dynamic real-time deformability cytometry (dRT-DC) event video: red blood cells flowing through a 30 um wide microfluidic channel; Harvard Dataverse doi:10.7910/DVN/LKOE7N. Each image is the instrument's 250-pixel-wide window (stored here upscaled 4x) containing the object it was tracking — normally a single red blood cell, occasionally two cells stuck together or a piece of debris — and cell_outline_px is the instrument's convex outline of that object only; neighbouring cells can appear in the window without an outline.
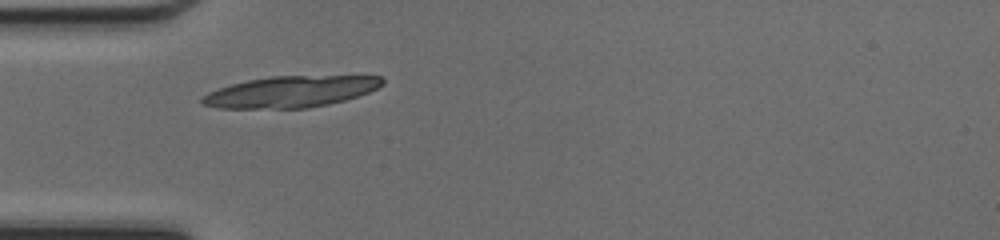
{"species": "common noctule bat (a hibernating species)", "species_latin": "Nyctalus noctula", "temperature_condition": "cold", "stored_images_in_passage": 34, "camera_frame_rate_fps": 3000, "um_per_image_px": 0.085, "animal": {"sex": "female", "body_mass_g": 17.0, "forearm_length_mm": 48.0}, "frame": {"image": 1, "passage_image": 1, "time_ms": 0.0, "image_size_px": [1000, 240], "cell_outline_px": [[384, 84], [360, 96], [328, 104], [308, 108], [220, 108], [204, 104], [200, 100], [200, 96], [208, 92], [232, 84], [248, 80], [272, 76], [384, 76]], "centroid_in_image_um": [24.73, 7.79], "position_along_channel_um": 60.3, "area_um2": 32.71}}
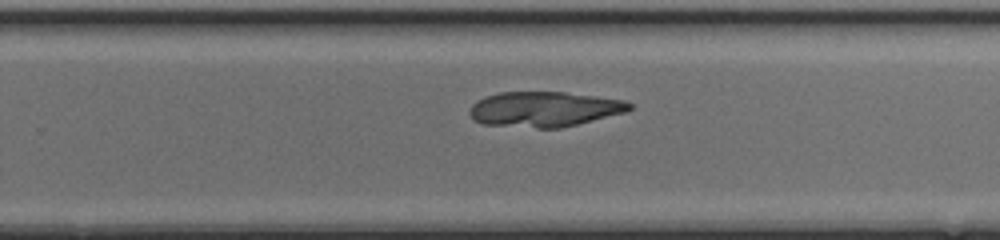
{"frame": {"image": 2, "passage_image": 17, "time_ms": 5.333, "image_size_px": [1000, 240], "cell_outline_px": [[632, 108], [624, 112], [560, 128], [536, 128], [484, 124], [472, 120], [468, 112], [472, 104], [476, 100], [484, 96], [500, 92], [564, 92], [624, 100], [632, 104]], "centroid_in_image_um": [46.19, 9.27], "position_along_channel_um": 283.6, "area_um2": 32.66}}
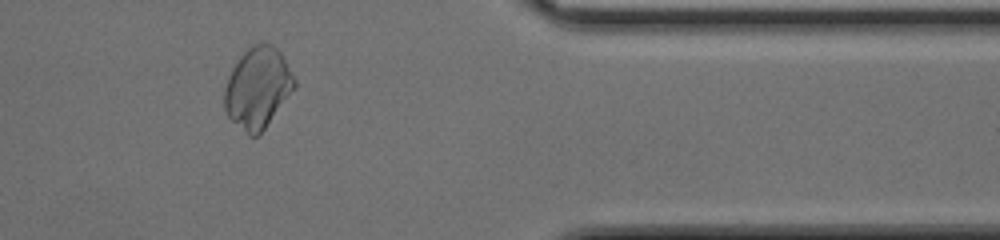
{"frame": {"image": 3, "passage_image": 26, "time_ms": 8.333, "image_size_px": [1000, 240], "cell_outline_px": [[296, 88], [264, 128], [256, 136], [248, 136], [228, 116], [224, 108], [224, 88], [228, 76], [232, 68], [240, 56], [248, 48], [256, 44], [272, 44], [280, 52], [292, 72], [296, 80]], "centroid_in_image_um": [21.9, 7.47], "position_along_channel_um": 389.5, "area_um2": 32.77}}